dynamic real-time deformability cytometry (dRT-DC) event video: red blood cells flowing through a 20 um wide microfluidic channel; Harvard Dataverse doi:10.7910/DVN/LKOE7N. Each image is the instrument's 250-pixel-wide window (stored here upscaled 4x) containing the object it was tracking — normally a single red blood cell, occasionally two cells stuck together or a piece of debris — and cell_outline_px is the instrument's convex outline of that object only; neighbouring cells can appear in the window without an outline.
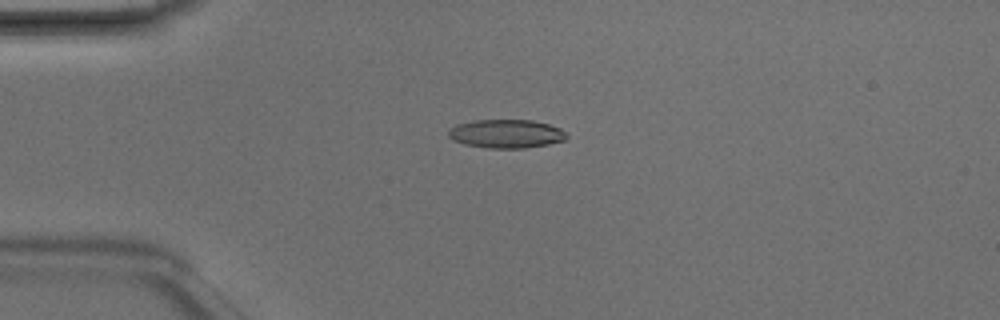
{"species": "Egyptian fruit bat (a non-hibernating species)", "species_latin": "Rousettus aegyptiacus", "temperature_condition": "room temperature", "stored_images_in_passage": 3, "camera_frame_rate_fps": 3000, "um_per_image_px": 0.085, "animal": {"sex": "male"}, "frame": {"image": 1, "passage_image": 3, "time_ms": 0.667, "image_size_px": [1000, 320], "cell_outline_px": [[568, 136], [564, 140], [548, 144], [524, 148], [488, 148], [464, 144], [452, 140], [448, 136], [448, 132], [456, 124], [472, 120], [532, 120], [548, 124], [560, 128], [568, 132]], "centroid_in_image_um": [43.03, 11.36], "position_along_channel_um": 42.0, "area_um2": 19.77}}